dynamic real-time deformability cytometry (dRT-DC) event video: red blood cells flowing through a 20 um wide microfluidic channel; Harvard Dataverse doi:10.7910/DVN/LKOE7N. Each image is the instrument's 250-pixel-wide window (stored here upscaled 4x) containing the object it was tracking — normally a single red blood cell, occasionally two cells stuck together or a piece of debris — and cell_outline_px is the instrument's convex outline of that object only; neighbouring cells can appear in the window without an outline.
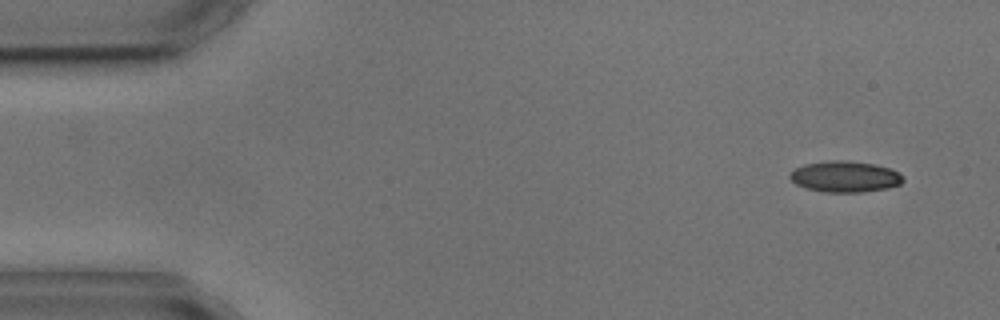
{"species": "common noctule bat (a hibernating species)", "species_latin": "Nyctalus noctula", "temperature_condition": "cold", "stored_images_in_passage": 4, "camera_frame_rate_fps": 3000, "um_per_image_px": 0.085, "animal": {"sex": "male", "body_mass_g": 17.9, "forearm_length_mm": 54.2}, "frame": {"image": 1, "passage_image": 1, "time_ms": 0.0, "image_size_px": [1000, 320], "cell_outline_px": [[904, 180], [900, 184], [888, 188], [864, 192], [824, 192], [808, 188], [796, 184], [788, 176], [796, 168], [804, 164], [828, 160], [848, 160], [872, 164], [892, 168]], "centroid_in_image_um": [71.82, 15.01], "position_along_channel_um": 13.2, "area_um2": 20.4}}
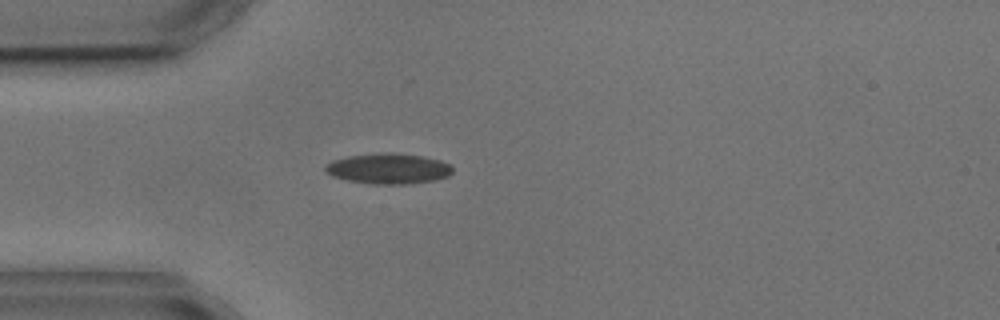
{"frame": {"image": 2, "passage_image": 4, "time_ms": 3.667, "image_size_px": [1000, 320], "cell_outline_px": [[452, 172], [448, 176], [432, 180], [404, 184], [372, 184], [348, 180], [332, 176], [324, 172], [324, 164], [332, 160], [348, 156], [376, 152], [392, 152], [420, 156], [440, 160], [452, 164]], "centroid_in_image_um": [32.96, 14.32], "position_along_channel_um": 52.0, "area_um2": 22.77}}